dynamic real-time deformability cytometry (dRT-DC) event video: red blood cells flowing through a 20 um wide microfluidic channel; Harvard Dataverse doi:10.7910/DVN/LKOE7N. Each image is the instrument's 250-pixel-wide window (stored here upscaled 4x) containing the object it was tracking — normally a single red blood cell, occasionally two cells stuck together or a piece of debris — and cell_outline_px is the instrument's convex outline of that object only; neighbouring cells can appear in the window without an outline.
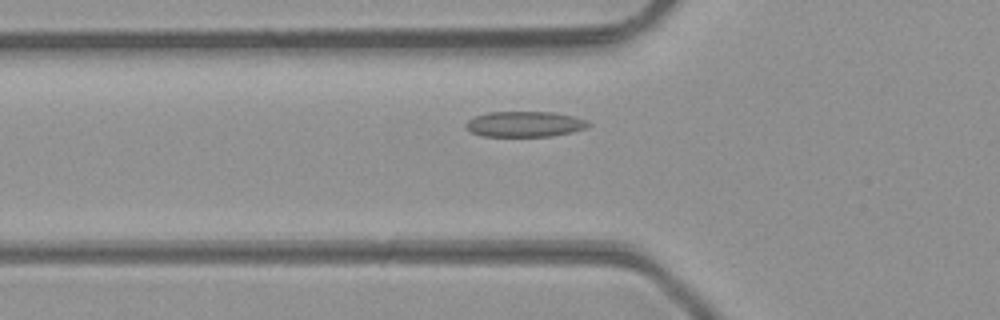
{"species": "common noctule bat (a hibernating species)", "species_latin": "Nyctalus noctula", "temperature_condition": "room temperature", "stored_images_in_passage": 41, "camera_frame_rate_fps": 3000, "um_per_image_px": 0.085, "animal": {"sex": "male", "body_mass_g": 23.1, "forearm_length_mm": 52.7}, "frame": {"image": 1, "passage_image": 10, "time_ms": 3.0, "image_size_px": [1000, 320], "cell_outline_px": [[592, 124], [584, 128], [572, 132], [552, 136], [480, 136], [464, 128], [464, 124], [468, 120], [476, 116], [488, 112], [552, 112], [572, 116], [588, 120]], "centroid_in_image_um": [44.58, 10.55], "position_along_channel_um": 81.2, "area_um2": 18.26}}
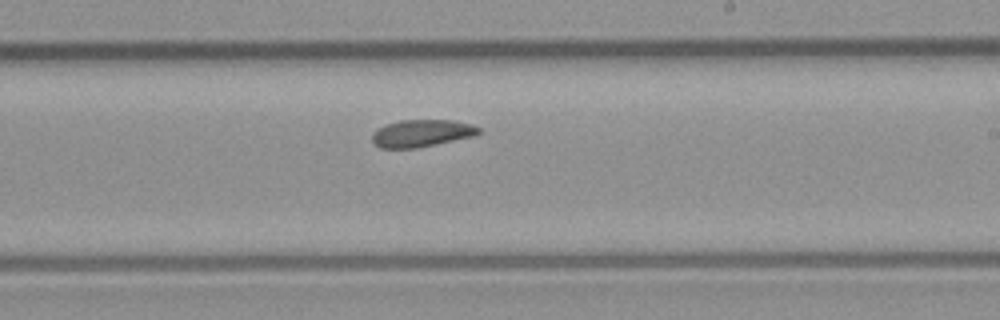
{"frame": {"image": 2, "passage_image": 22, "time_ms": 7.0, "image_size_px": [1000, 320], "cell_outline_px": [[480, 132], [476, 136], [416, 148], [380, 148], [372, 140], [372, 132], [376, 128], [384, 124], [400, 120], [452, 120], [472, 124], [480, 128]], "centroid_in_image_um": [35.83, 11.32], "position_along_channel_um": 253.2, "area_um2": 17.11}}
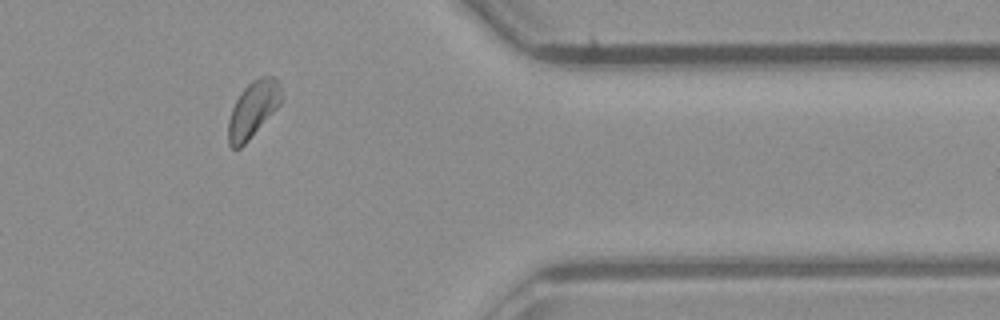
{"frame": {"image": 3, "passage_image": 33, "time_ms": 10.667, "image_size_px": [1000, 320], "cell_outline_px": [[280, 104], [248, 140], [240, 148], [232, 148], [228, 144], [228, 120], [232, 108], [240, 92], [252, 80], [260, 76], [276, 76], [280, 88]], "centroid_in_image_um": [21.47, 9.28], "position_along_channel_um": 389.9, "area_um2": 17.11}, "authors_computed_cell_mechanics": {"area_um2": 17.3978, "velocity_mm_per_s": 4.2784, "shape_relaxation_time_tau1_ms": 6.1773, "shape_relaxation_time_tau2_ms": 5.3608, "deformation_change_tau1": 0.0953, "deformation_change_tau2": 0.1016}}